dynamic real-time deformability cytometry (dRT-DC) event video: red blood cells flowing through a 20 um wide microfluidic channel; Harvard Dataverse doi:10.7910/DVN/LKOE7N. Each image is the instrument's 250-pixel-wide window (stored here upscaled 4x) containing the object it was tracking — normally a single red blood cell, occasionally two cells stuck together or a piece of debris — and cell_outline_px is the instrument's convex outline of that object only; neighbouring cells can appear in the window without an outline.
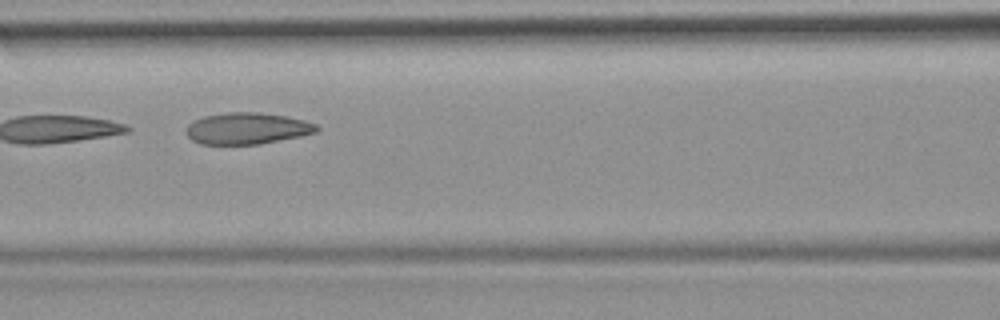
{"species": "common noctule bat (a hibernating species)", "species_latin": "Nyctalus noctula", "temperature_condition": "room temperature", "stored_images_in_passage": 6, "camera_frame_rate_fps": 3000, "um_per_image_px": 0.085, "animal": {"sex": "female", "body_mass_g": 19.9}, "frame": {"image": 1, "passage_image": 4, "time_ms": 4.333, "image_size_px": [1000, 320], "cell_outline_px": [[320, 128], [316, 132], [300, 136], [260, 144], [200, 144], [192, 140], [188, 136], [188, 124], [204, 116], [224, 112], [256, 112], [284, 116], [304, 120], [316, 124]], "centroid_in_image_um": [21.02, 10.91], "position_along_channel_um": 145.6, "area_um2": 23.76}}
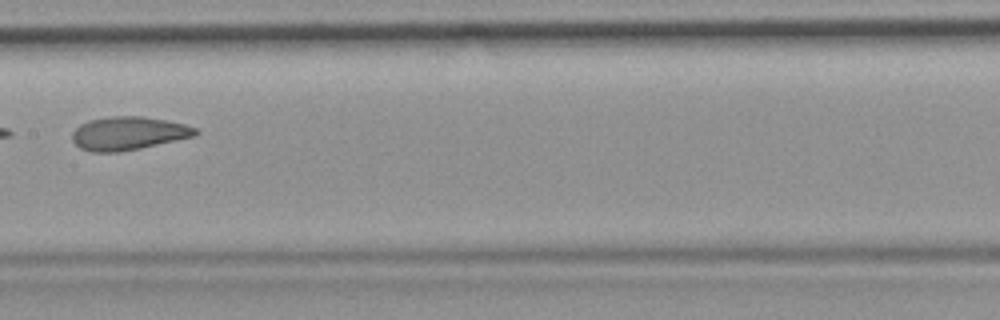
{"frame": {"image": 2, "passage_image": 5, "time_ms": 5.667, "image_size_px": [1000, 320], "cell_outline_px": [[200, 132], [196, 136], [140, 148], [120, 152], [92, 152], [80, 148], [72, 140], [72, 132], [80, 124], [88, 120], [108, 116], [144, 116], [184, 124], [196, 128]], "centroid_in_image_um": [10.9, 11.33], "position_along_channel_um": 196.5, "area_um2": 24.04}}